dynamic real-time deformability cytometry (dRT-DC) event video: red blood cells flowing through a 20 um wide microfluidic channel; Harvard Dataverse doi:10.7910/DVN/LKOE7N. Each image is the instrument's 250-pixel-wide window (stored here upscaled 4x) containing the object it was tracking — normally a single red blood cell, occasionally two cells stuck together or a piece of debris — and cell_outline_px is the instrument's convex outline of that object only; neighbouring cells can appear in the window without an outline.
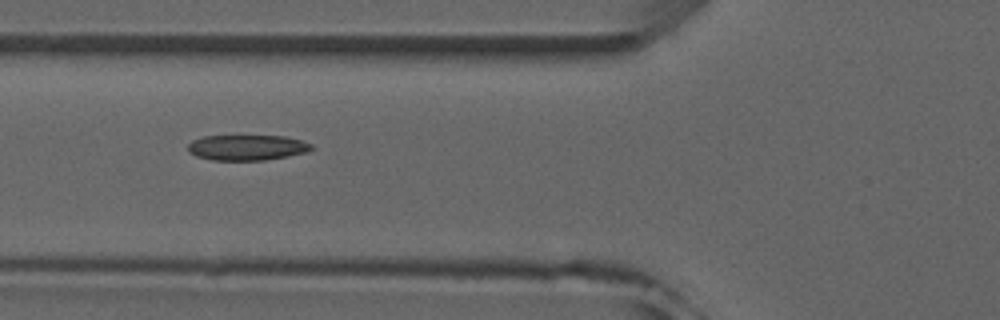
{"species": "common noctule bat (a hibernating species)", "species_latin": "Nyctalus noctula", "temperature_condition": "room temperature", "stored_images_in_passage": 8, "camera_frame_rate_fps": 3000, "um_per_image_px": 0.085, "animal": {"sex": "male", "forearm_length_mm": 52.5}, "frame": {"image": 1, "passage_image": 6, "time_ms": 5.667, "image_size_px": [1000, 320], "cell_outline_px": [[312, 148], [308, 152], [288, 156], [264, 160], [212, 160], [196, 156], [188, 152], [188, 144], [192, 140], [204, 136], [284, 136], [300, 140], [312, 144]], "centroid_in_image_um": [20.98, 12.54], "position_along_channel_um": 104.8, "area_um2": 18.32}}
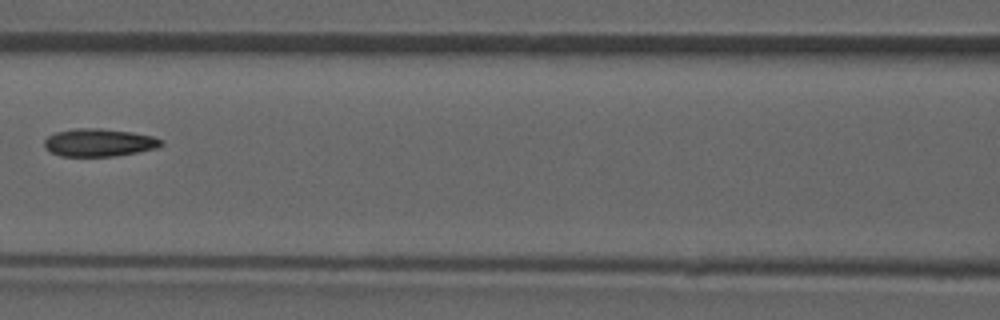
{"frame": {"image": 2, "passage_image": 7, "time_ms": 7.0, "image_size_px": [1000, 320], "cell_outline_px": [[164, 144], [156, 148], [116, 156], [60, 156], [44, 148], [44, 140], [48, 136], [56, 132], [72, 128], [100, 128], [132, 132], [152, 136], [164, 140]], "centroid_in_image_um": [8.41, 12.11], "position_along_channel_um": 158.2, "area_um2": 19.02}}